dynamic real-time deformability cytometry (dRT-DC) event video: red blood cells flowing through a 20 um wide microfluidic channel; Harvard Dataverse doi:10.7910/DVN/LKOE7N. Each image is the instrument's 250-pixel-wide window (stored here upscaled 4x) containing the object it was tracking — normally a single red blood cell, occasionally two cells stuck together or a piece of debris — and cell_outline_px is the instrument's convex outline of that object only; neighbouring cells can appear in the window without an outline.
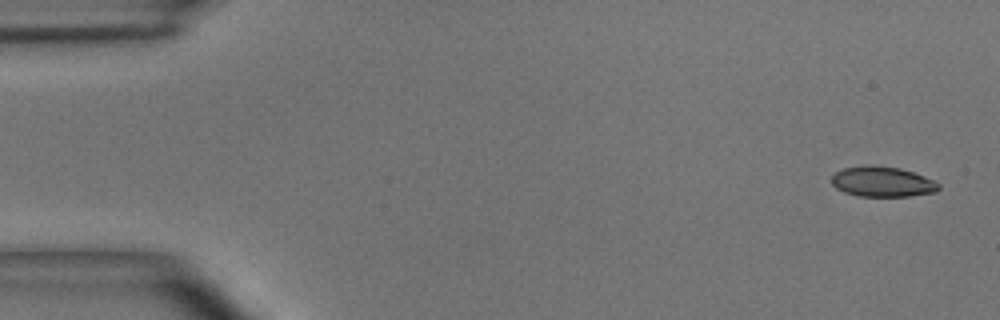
{"species": "common noctule bat (a hibernating species)", "species_latin": "Nyctalus noctula", "temperature_condition": "room temperature", "stored_images_in_passage": 45, "camera_frame_rate_fps": 3000, "um_per_image_px": 0.085, "animal": {"sex": "male", "body_mass_g": 15.6}, "frame": {"image": 1, "passage_image": 1, "time_ms": 0.0, "image_size_px": [1000, 320], "cell_outline_px": [[940, 188], [936, 192], [908, 196], [860, 196], [844, 192], [836, 188], [832, 184], [832, 176], [836, 172], [844, 168], [900, 168], [924, 176], [940, 184]], "centroid_in_image_um": [75.04, 15.5], "position_along_channel_um": 10.0, "area_um2": 18.03}}
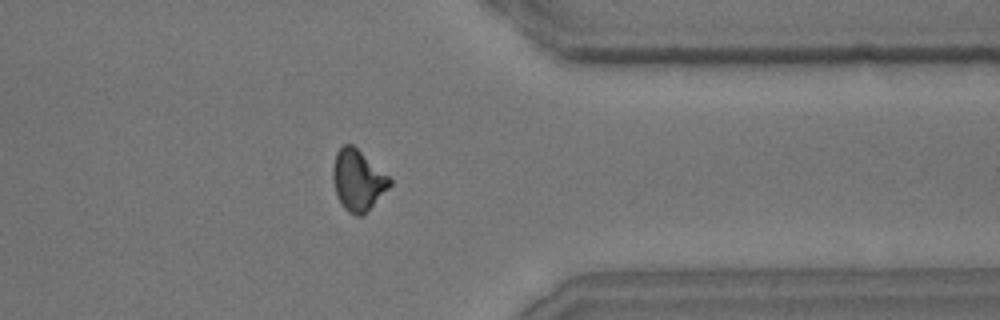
{"frame": {"image": 2, "passage_image": 38, "time_ms": 12.333, "image_size_px": [1000, 320], "cell_outline_px": [[392, 184], [360, 216], [356, 216], [348, 212], [344, 208], [336, 196], [332, 176], [332, 172], [336, 152], [344, 144], [352, 144], [388, 176], [392, 180]], "centroid_in_image_um": [30.38, 15.3], "position_along_channel_um": 381.0, "area_um2": 19.65}}
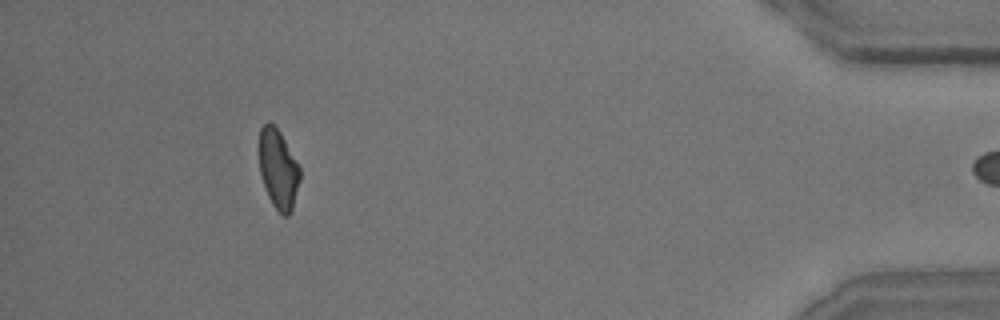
{"frame": {"image": 3, "passage_image": 44, "time_ms": 14.333, "image_size_px": [1000, 320], "cell_outline_px": [[300, 180], [292, 208], [288, 216], [284, 216], [272, 204], [268, 196], [260, 172], [260, 128], [268, 120], [280, 132], [300, 168]], "centroid_in_image_um": [23.66, 14.37], "position_along_channel_um": 411.5, "area_um2": 18.44}}